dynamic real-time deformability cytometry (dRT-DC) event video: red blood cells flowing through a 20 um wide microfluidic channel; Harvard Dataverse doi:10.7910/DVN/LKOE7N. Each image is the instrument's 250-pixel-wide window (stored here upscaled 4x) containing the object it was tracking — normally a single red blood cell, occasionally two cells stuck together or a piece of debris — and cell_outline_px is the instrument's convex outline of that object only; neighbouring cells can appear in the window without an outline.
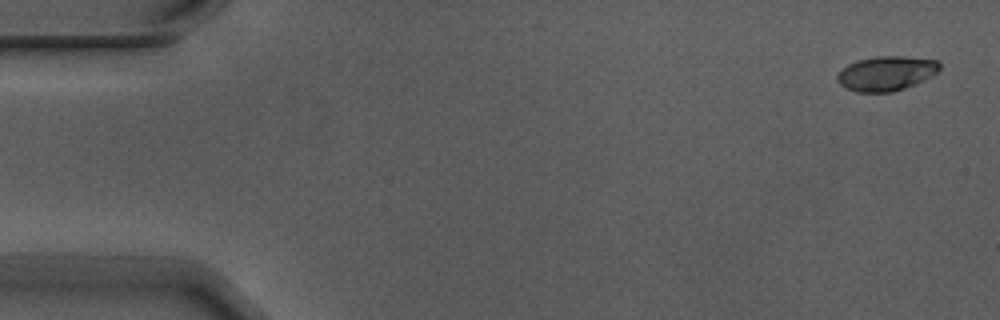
{"species": "Egyptian fruit bat (a non-hibernating species)", "species_latin": "Rousettus aegyptiacus", "temperature_condition": "warm", "stored_images_in_passage": 6, "camera_frame_rate_fps": 3000, "um_per_image_px": 0.085, "animal": {"sex": "male"}, "frame": {"image": 1, "passage_image": 1, "time_ms": 0.0, "image_size_px": [1000, 320], "cell_outline_px": [[940, 68], [932, 76], [916, 84], [892, 92], [856, 92], [844, 88], [836, 80], [836, 76], [848, 64], [860, 60], [876, 56], [900, 56], [936, 60], [940, 64]], "centroid_in_image_um": [75.32, 6.25], "position_along_channel_um": 9.7, "area_um2": 20.52}}
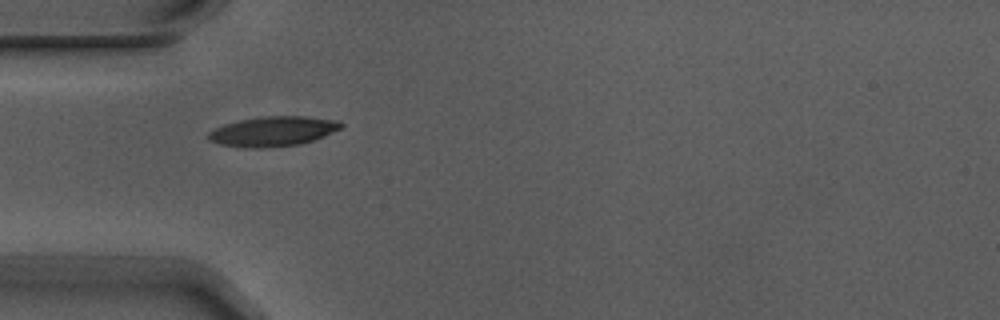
{"frame": {"image": 2, "passage_image": 5, "time_ms": 1.333, "image_size_px": [1000, 320], "cell_outline_px": [[344, 128], [324, 136], [300, 144], [264, 148], [252, 148], [220, 144], [208, 140], [208, 132], [224, 124], [240, 120], [260, 116], [304, 116], [340, 120], [344, 124]], "centroid_in_image_um": [23.26, 11.15], "position_along_channel_um": 61.7, "area_um2": 23.18}}